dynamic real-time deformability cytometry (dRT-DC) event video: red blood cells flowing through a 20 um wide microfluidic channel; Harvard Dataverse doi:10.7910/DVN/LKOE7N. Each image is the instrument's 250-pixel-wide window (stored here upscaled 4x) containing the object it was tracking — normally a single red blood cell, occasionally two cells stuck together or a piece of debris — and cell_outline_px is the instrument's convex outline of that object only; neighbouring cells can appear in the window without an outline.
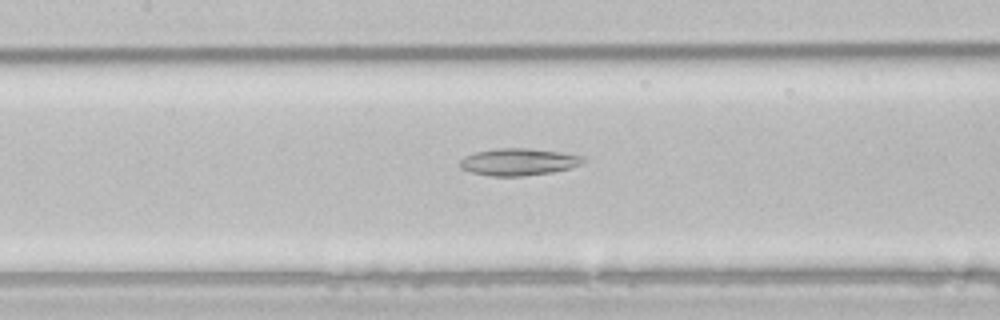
{"species": "common noctule bat (a hibernating species)", "species_latin": "Nyctalus noctula", "temperature_condition": "room temperature", "stored_images_in_passage": 40, "camera_frame_rate_fps": 3000, "um_per_image_px": 0.085, "animal": {"sex": "male", "body_mass_g": 21.5, "forearm_length_mm": 52.0}, "frame": {"image": 1, "passage_image": 12, "time_ms": 3.667, "image_size_px": [1000, 320], "cell_outline_px": [[584, 164], [552, 172], [520, 176], [488, 176], [472, 172], [460, 168], [460, 160], [464, 156], [476, 152], [500, 148], [524, 148], [560, 152], [584, 156]], "centroid_in_image_um": [44.07, 13.76], "position_along_channel_um": 163.3, "area_um2": 19.31}}
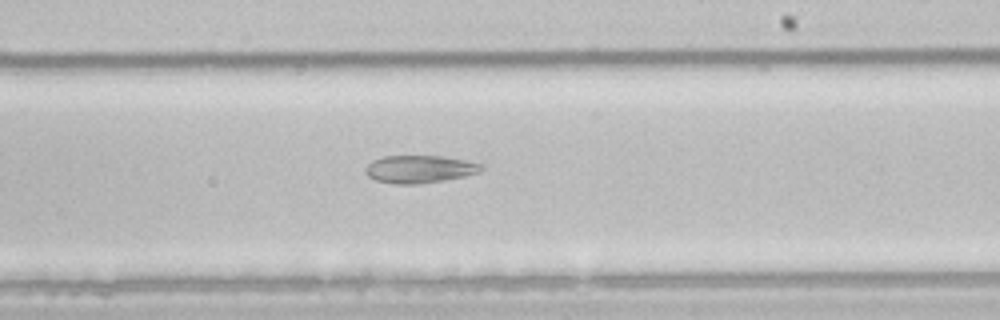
{"frame": {"image": 2, "passage_image": 19, "time_ms": 6.0, "image_size_px": [1000, 320], "cell_outline_px": [[484, 168], [480, 172], [464, 176], [444, 180], [420, 184], [396, 184], [376, 180], [368, 176], [364, 172], [364, 168], [372, 160], [384, 156], [444, 156], [484, 164]], "centroid_in_image_um": [35.66, 14.37], "position_along_channel_um": 253.3, "area_um2": 18.79}}
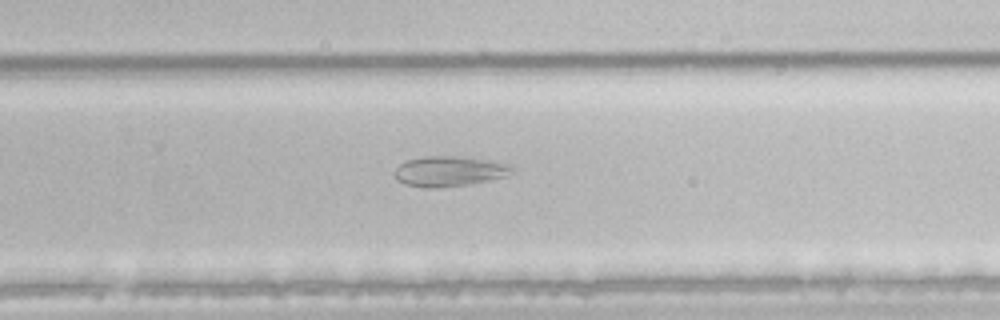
{"frame": {"image": 3, "passage_image": 22, "time_ms": 7.0, "image_size_px": [1000, 320], "cell_outline_px": [[512, 172], [508, 176], [488, 180], [464, 184], [436, 188], [424, 188], [404, 184], [396, 180], [392, 176], [392, 172], [400, 164], [408, 160], [428, 156], [456, 156], [488, 160], [512, 164]], "centroid_in_image_um": [38.14, 14.56], "position_along_channel_um": 291.7, "area_um2": 20.69}}